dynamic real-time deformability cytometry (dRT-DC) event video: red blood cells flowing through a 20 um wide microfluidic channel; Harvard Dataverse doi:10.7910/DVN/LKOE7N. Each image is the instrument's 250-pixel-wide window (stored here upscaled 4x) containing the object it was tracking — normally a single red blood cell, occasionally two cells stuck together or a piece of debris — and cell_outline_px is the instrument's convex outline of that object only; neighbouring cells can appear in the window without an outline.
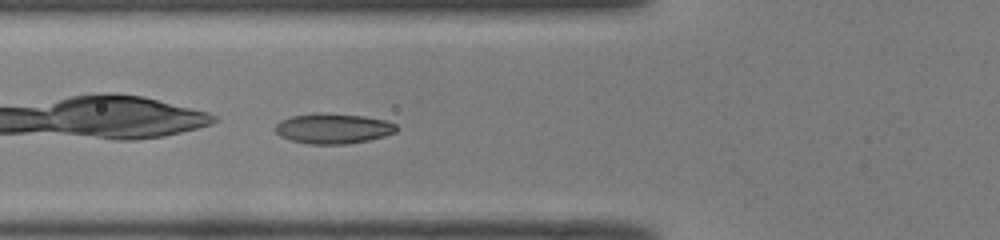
{"species": "common noctule bat (a hibernating species)", "species_latin": "Nyctalus noctula", "temperature_condition": "room temperature", "stored_images_in_passage": 33, "camera_frame_rate_fps": 3000, "um_per_image_px": 0.085, "animal": {"sex": "male", "body_mass_g": 19.0, "forearm_length_mm": 50.8}, "frame": {"image": 1, "passage_image": 3, "time_ms": 0.667, "image_size_px": [1000, 240], "cell_outline_px": [[396, 132], [384, 136], [368, 140], [344, 144], [308, 144], [292, 140], [280, 136], [272, 128], [280, 120], [292, 116], [316, 112], [320, 112], [364, 116], [384, 120], [396, 124]], "centroid_in_image_um": [28.27, 10.91], "position_along_channel_um": 97.5, "area_um2": 21.39}}
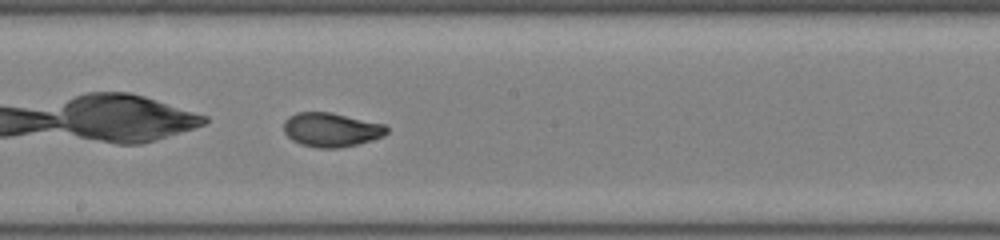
{"frame": {"image": 2, "passage_image": 12, "time_ms": 3.667, "image_size_px": [1000, 240], "cell_outline_px": [[388, 132], [384, 136], [372, 140], [340, 148], [320, 148], [300, 144], [292, 140], [284, 132], [284, 120], [288, 116], [296, 112], [332, 112], [384, 124], [388, 128]], "centroid_in_image_um": [28.15, 11.02], "position_along_channel_um": 220.1, "area_um2": 20.58}}
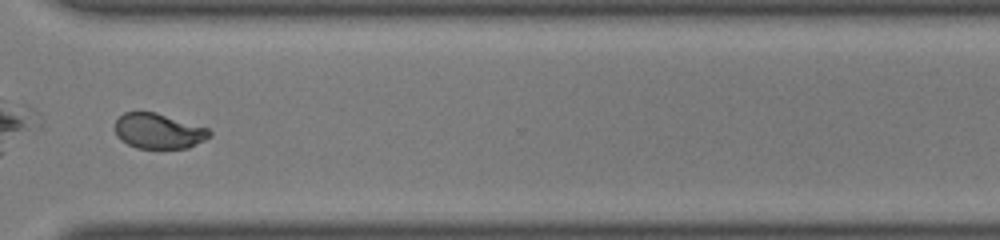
{"frame": {"image": 3, "passage_image": 22, "time_ms": 7.0, "image_size_px": [1000, 240], "cell_outline_px": [[212, 136], [188, 148], [136, 148], [120, 140], [116, 136], [116, 120], [124, 112], [156, 112], [208, 128], [212, 132]], "centroid_in_image_um": [13.48, 11.14], "position_along_channel_um": 357.1, "area_um2": 19.42}, "authors_computed_cell_mechanics": {"area_um2": 20.519, "velocity_mm_per_s": 4.0927, "shape_relaxation_time_tau1_ms": 3.7675, "shape_relaxation_time_tau2_ms": 0.9206, "deformation_change_tau1": 0.1364, "deformation_change_tau2": 0.0508}}